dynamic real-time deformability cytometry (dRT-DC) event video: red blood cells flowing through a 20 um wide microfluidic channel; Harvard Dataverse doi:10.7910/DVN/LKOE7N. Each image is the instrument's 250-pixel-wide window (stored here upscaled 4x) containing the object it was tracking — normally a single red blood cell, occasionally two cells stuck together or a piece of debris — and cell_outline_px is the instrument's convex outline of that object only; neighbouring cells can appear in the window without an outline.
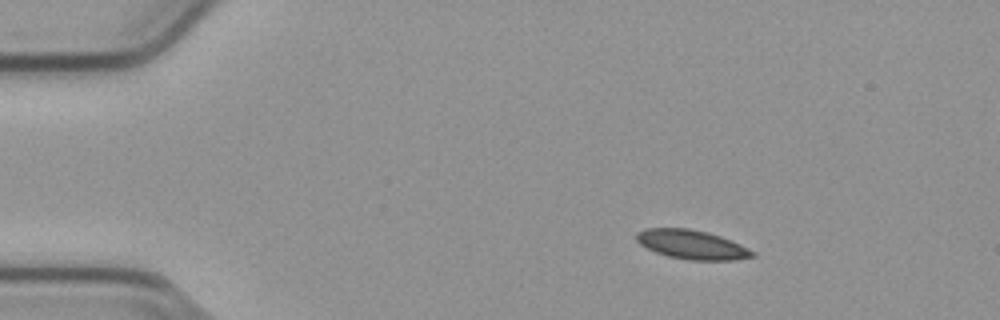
{"species": "common noctule bat (a hibernating species)", "species_latin": "Nyctalus noctula", "temperature_condition": "cold", "stored_images_in_passage": 48, "segment_of_instrument_passage": [1, 2], "camera_frame_rate_fps": 3000, "um_per_image_px": 0.085, "animal": {"sex": "male", "body_mass_g": 23.1, "forearm_length_mm": 52.7}, "frame": {"image": 1, "passage_image": 1, "time_ms": 0.0, "image_size_px": [1000, 320], "cell_outline_px": [[756, 256], [736, 260], [688, 260], [668, 256], [656, 252], [640, 244], [636, 240], [636, 232], [644, 228], [688, 228], [708, 232], [720, 236], [740, 244], [756, 252]], "centroid_in_image_um": [58.82, 20.79], "position_along_channel_um": 26.2, "area_um2": 19.77}}
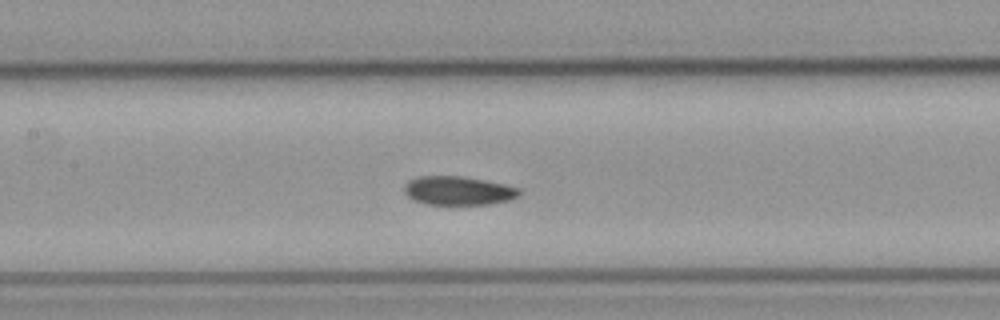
{"frame": {"image": 2, "passage_image": 18, "time_ms": 5.667, "image_size_px": [1000, 320], "cell_outline_px": [[520, 196], [508, 200], [488, 204], [424, 204], [412, 200], [404, 192], [404, 184], [408, 180], [416, 176], [460, 176], [484, 180], [504, 184], [520, 188]], "centroid_in_image_um": [38.91, 16.2], "position_along_channel_um": 168.5, "area_um2": 19.36}}
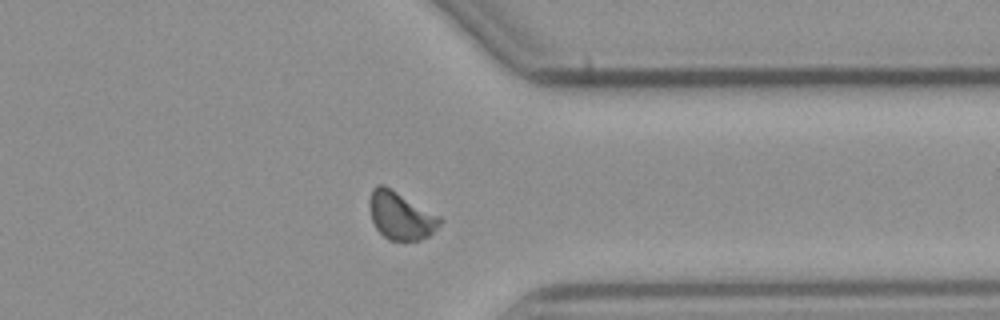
{"frame": {"image": 3, "passage_image": 35, "time_ms": 11.333, "image_size_px": [1000, 320], "cell_outline_px": [[444, 220], [428, 236], [420, 240], [388, 240], [376, 228], [372, 220], [368, 208], [368, 200], [372, 188], [376, 184], [384, 184], [440, 216]], "centroid_in_image_um": [34.02, 18.3], "position_along_channel_um": 377.4, "area_um2": 19.71}}